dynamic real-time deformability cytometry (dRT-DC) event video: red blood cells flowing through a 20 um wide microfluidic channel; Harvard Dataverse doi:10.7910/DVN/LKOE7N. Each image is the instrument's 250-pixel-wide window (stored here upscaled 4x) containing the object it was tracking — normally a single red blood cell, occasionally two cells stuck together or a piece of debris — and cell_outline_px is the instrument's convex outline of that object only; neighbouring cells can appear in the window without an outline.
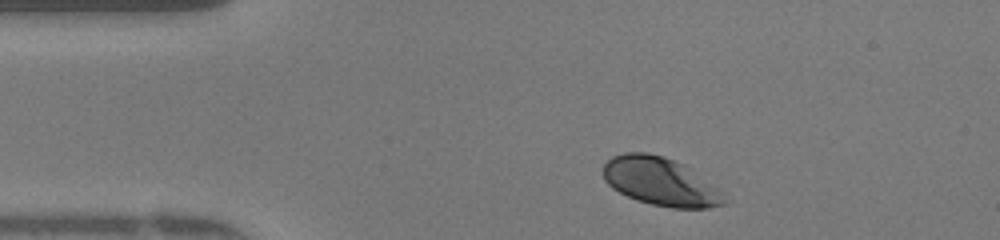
{"species": "human", "species_latin": "Homo sapiens", "temperature_condition": "warm", "stored_images_in_passage": 37, "camera_frame_rate_fps": 3000, "um_per_image_px": 0.085, "donor": {"sex": "female"}, "frame": {"image": 1, "passage_image": 4, "time_ms": 1.0, "image_size_px": [1000, 240], "cell_outline_px": [[724, 204], [708, 208], [672, 208], [652, 204], [636, 200], [612, 188], [604, 180], [604, 164], [612, 156], [624, 152], [648, 152], [664, 156], [684, 164], [716, 188], [720, 192], [724, 200]], "centroid_in_image_um": [56.08, 15.42], "position_along_channel_um": 28.9, "area_um2": 33.58}}
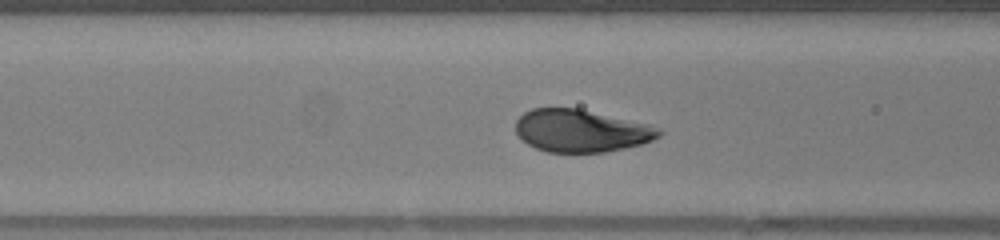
{"frame": {"image": 2, "passage_image": 14, "time_ms": 4.333, "image_size_px": [1000, 240], "cell_outline_px": [[664, 132], [660, 136], [652, 140], [640, 144], [624, 148], [604, 152], [548, 152], [536, 148], [520, 140], [516, 132], [516, 120], [524, 112], [532, 108], [576, 108], [648, 124], [660, 128]], "centroid_in_image_um": [49.37, 11.12], "position_along_channel_um": 117.2, "area_um2": 35.37}}
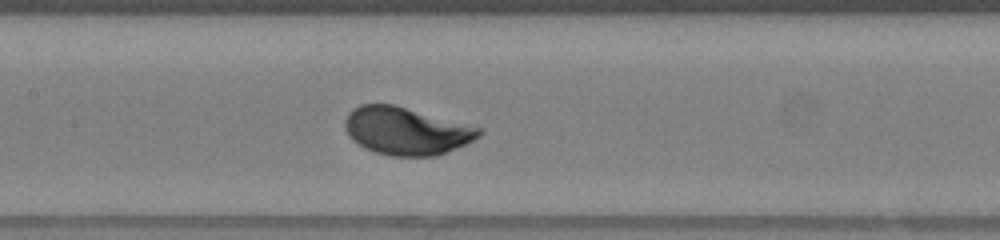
{"frame": {"image": 3, "passage_image": 18, "time_ms": 5.667, "image_size_px": [1000, 240], "cell_outline_px": [[484, 132], [480, 136], [464, 144], [436, 156], [392, 156], [376, 152], [364, 148], [352, 140], [348, 136], [344, 128], [344, 120], [348, 112], [352, 108], [360, 104], [392, 104], [484, 128]], "centroid_in_image_um": [34.5, 11.12], "position_along_channel_um": 172.9, "area_um2": 37.28}, "authors_computed_cell_mechanics": {"area_um2": 37.0498, "velocity_mm_per_s": 4.1814, "shape_relaxation_time_tau1_ms": 1.7351, "shape_relaxation_time_tau2_ms": null, "deformation_change_tau1": 0.1351, "deformation_change_tau2": null}}